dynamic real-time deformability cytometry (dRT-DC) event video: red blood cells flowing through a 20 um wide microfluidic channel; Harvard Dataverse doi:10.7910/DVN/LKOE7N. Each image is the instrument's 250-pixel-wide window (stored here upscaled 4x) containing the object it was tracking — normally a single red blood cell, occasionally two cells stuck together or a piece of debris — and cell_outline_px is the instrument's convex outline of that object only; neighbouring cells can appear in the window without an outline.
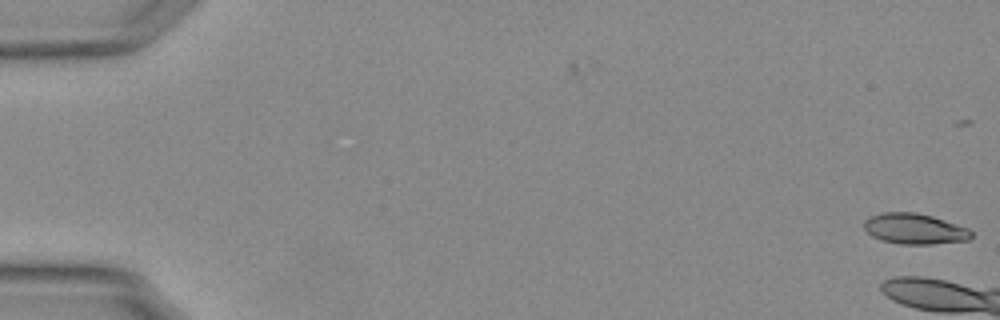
{"species": "Egyptian fruit bat (a non-hibernating species)", "species_latin": "Rousettus aegyptiacus", "temperature_condition": "warm", "stored_images_in_passage": 5, "camera_frame_rate_fps": 3000, "um_per_image_px": 0.085, "animal": {"sex": "female"}, "frame": {"image": 1, "passage_image": 5, "time_ms": 1.333, "image_size_px": [1000, 320], "cell_outline_px": [[972, 236], [968, 240], [932, 244], [900, 244], [880, 240], [872, 236], [864, 228], [864, 220], [868, 216], [884, 212], [916, 212], [932, 216], [968, 228], [972, 232]], "centroid_in_image_um": [77.71, 19.44], "position_along_channel_um": 7.3, "area_um2": 19.19}}